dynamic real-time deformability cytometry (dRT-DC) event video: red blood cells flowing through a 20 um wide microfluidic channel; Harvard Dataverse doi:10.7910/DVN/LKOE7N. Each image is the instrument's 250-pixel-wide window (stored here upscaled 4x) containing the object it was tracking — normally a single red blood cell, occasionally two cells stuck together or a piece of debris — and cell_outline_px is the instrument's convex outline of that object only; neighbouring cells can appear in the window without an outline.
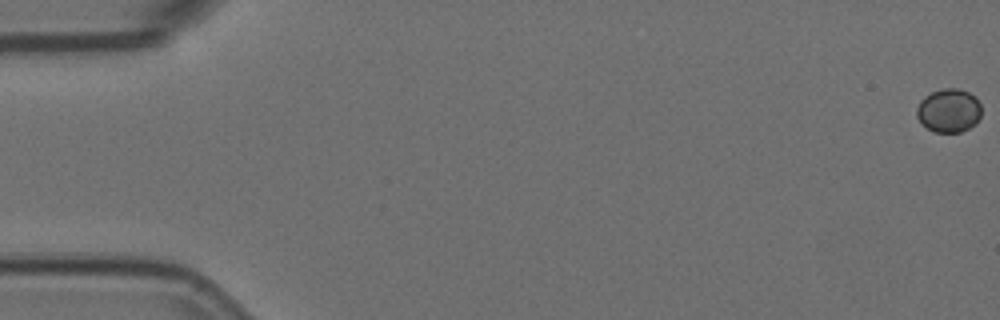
{"species": "Egyptian fruit bat (a non-hibernating species)", "species_latin": "Rousettus aegyptiacus", "temperature_condition": "room temperature", "stored_images_in_passage": 13, "camera_frame_rate_fps": 3000, "um_per_image_px": 0.085, "animal": {"sex": "female"}, "frame": {"image": 1, "passage_image": 1, "time_ms": 0.0, "image_size_px": [1000, 320], "cell_outline_px": [[980, 116], [976, 124], [960, 132], [936, 132], [920, 124], [916, 116], [916, 108], [920, 100], [924, 96], [932, 92], [944, 88], [956, 88], [968, 92], [976, 96], [980, 104]], "centroid_in_image_um": [80.63, 9.39], "position_along_channel_um": 4.4, "area_um2": 16.59}}
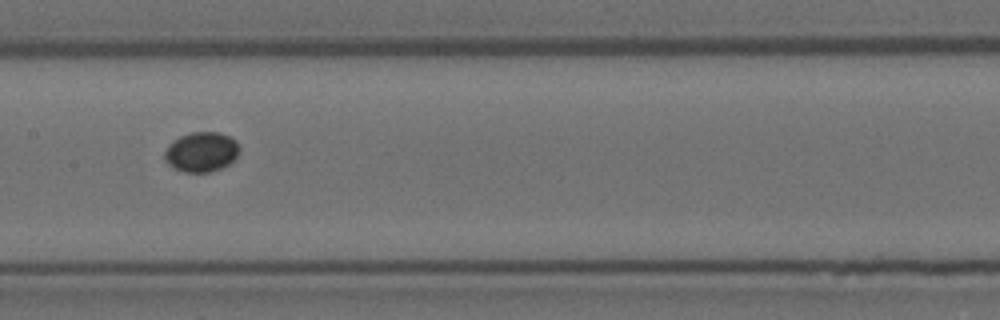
{"frame": {"image": 2, "passage_image": 8, "time_ms": 2.333, "image_size_px": [1000, 320], "cell_outline_px": [[240, 148], [236, 156], [228, 164], [220, 168], [208, 172], [184, 172], [168, 164], [164, 156], [164, 152], [168, 144], [172, 140], [180, 136], [192, 132], [220, 132], [236, 140]], "centroid_in_image_um": [17.1, 12.89], "position_along_channel_um": 190.3, "area_um2": 17.28}}
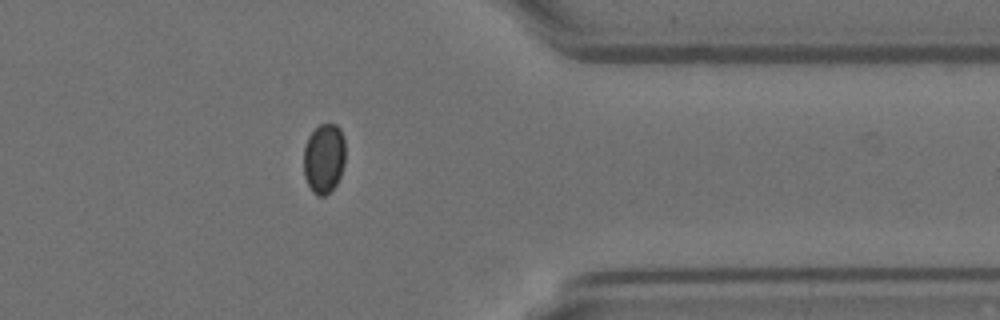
{"frame": {"image": 3, "passage_image": 13, "time_ms": 4.0, "image_size_px": [1000, 320], "cell_outline_px": [[344, 164], [340, 176], [336, 184], [324, 196], [316, 196], [312, 192], [304, 176], [304, 148], [308, 136], [320, 124], [336, 124], [340, 128], [344, 140]], "centroid_in_image_um": [27.53, 13.46], "position_along_channel_um": 383.9, "area_um2": 16.94}}